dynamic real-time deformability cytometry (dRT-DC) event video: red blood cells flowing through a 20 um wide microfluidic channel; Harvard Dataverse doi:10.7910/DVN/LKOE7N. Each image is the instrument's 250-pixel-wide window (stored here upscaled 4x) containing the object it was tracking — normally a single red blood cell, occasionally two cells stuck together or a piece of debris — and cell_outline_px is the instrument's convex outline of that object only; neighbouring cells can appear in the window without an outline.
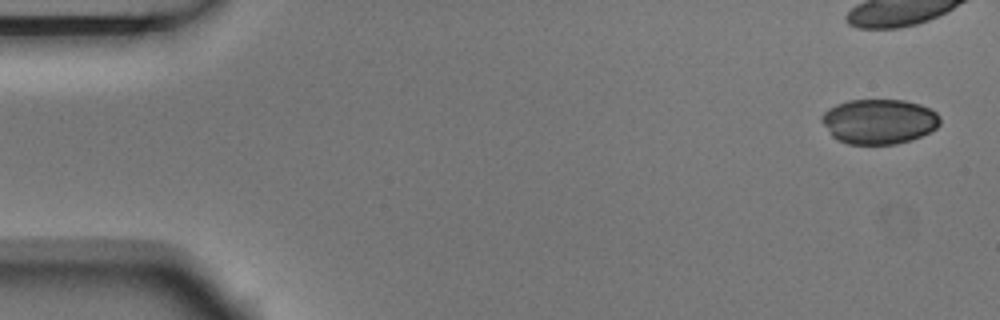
{"species": "Egyptian fruit bat (a non-hibernating species)", "species_latin": "Rousettus aegyptiacus", "temperature_condition": "room temperature", "stored_images_in_passage": 5, "camera_frame_rate_fps": 3000, "um_per_image_px": 0.085, "animal": {"sex": "male"}, "frame": {"image": 1, "passage_image": 1, "time_ms": 0.0, "image_size_px": [1000, 320], "cell_outline_px": [[940, 124], [936, 128], [912, 140], [896, 144], [848, 144], [836, 140], [832, 136], [820, 120], [820, 116], [828, 108], [836, 104], [848, 100], [904, 100], [920, 104], [936, 112], [940, 116]], "centroid_in_image_um": [74.69, 10.32], "position_along_channel_um": 10.3, "area_um2": 31.15}}